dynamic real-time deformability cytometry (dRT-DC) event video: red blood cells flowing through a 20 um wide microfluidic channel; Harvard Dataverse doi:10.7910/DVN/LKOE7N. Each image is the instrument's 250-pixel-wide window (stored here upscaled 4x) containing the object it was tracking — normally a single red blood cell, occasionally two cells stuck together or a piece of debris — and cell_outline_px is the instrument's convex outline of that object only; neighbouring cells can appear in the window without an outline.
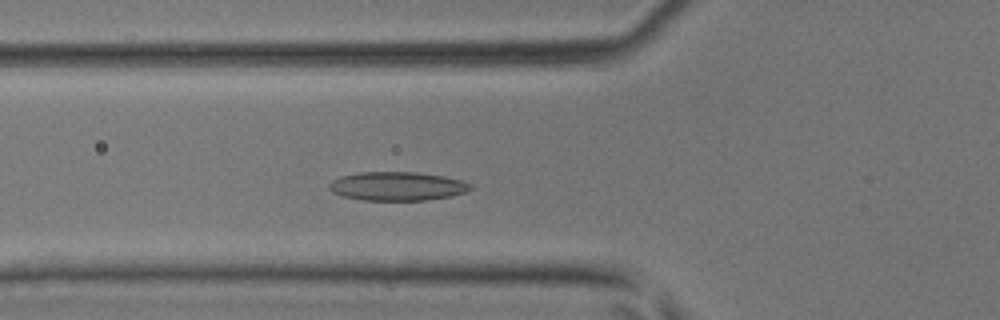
{"species": "common noctule bat (a hibernating species)", "species_latin": "Nyctalus noctula", "temperature_condition": "room temperature", "stored_images_in_passage": 32, "camera_frame_rate_fps": 3000, "um_per_image_px": 0.085, "animal": {"sex": "male", "body_mass_g": 17.9, "forearm_length_mm": 54.2}, "frame": {"image": 1, "passage_image": 4, "time_ms": 1.0, "image_size_px": [1000, 320], "cell_outline_px": [[472, 188], [464, 192], [452, 196], [424, 200], [364, 200], [344, 196], [332, 192], [328, 188], [328, 184], [332, 180], [340, 176], [360, 172], [416, 172], [444, 176], [464, 180], [472, 184]], "centroid_in_image_um": [33.77, 15.82], "position_along_channel_um": 92.0, "area_um2": 23.76}}
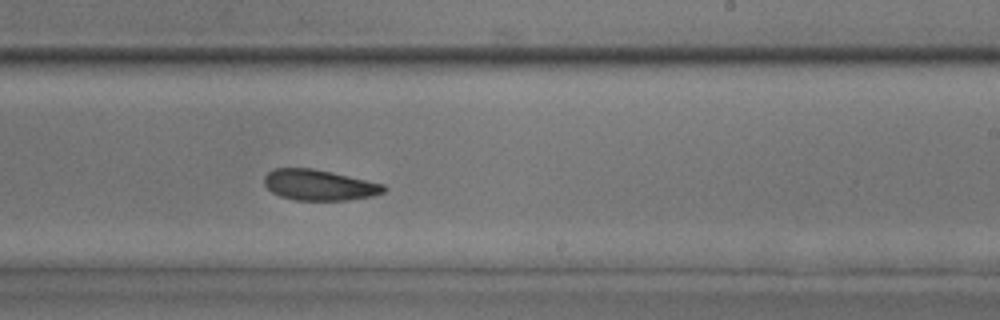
{"frame": {"image": 2, "passage_image": 15, "time_ms": 4.667, "image_size_px": [1000, 320], "cell_outline_px": [[388, 188], [384, 192], [372, 196], [348, 200], [296, 200], [280, 196], [272, 192], [264, 184], [264, 176], [272, 168], [312, 168], [332, 172], [384, 184]], "centroid_in_image_um": [27.12, 15.72], "position_along_channel_um": 261.9, "area_um2": 21.44}}
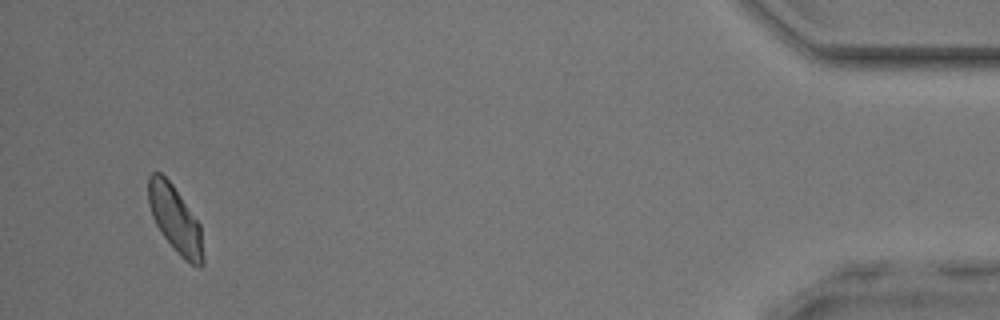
{"frame": {"image": 3, "passage_image": 30, "time_ms": 9.667, "image_size_px": [1000, 320], "cell_outline_px": [[204, 264], [200, 268], [192, 264], [180, 256], [176, 252], [164, 236], [156, 224], [152, 216], [148, 204], [148, 176], [152, 172], [160, 172], [172, 184], [200, 224], [204, 256]], "centroid_in_image_um": [14.89, 18.65], "position_along_channel_um": 420.3, "area_um2": 21.21}}